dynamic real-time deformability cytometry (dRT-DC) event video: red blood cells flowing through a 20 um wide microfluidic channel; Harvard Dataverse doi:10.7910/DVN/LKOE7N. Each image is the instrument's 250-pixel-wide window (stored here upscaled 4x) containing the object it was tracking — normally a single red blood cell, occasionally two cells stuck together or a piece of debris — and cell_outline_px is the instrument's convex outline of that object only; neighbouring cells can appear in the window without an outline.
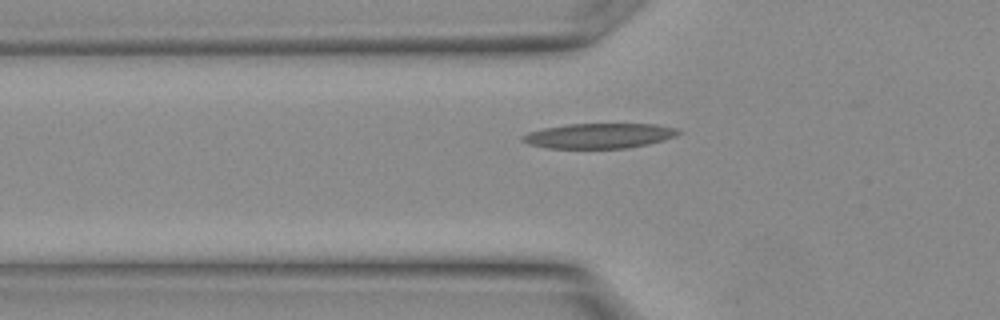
{"species": "Egyptian fruit bat (a non-hibernating species)", "species_latin": "Rousettus aegyptiacus", "temperature_condition": "warm", "stored_images_in_passage": 6, "camera_frame_rate_fps": 3000, "um_per_image_px": 0.085, "animal": {"sex": "female"}, "frame": {"image": 1, "passage_image": 5, "time_ms": 1.333, "image_size_px": [1000, 320], "cell_outline_px": [[680, 132], [676, 136], [664, 140], [648, 144], [628, 148], [548, 148], [528, 144], [520, 140], [520, 136], [528, 132], [544, 128], [568, 124], [656, 124], [676, 128]], "centroid_in_image_um": [50.9, 11.54], "position_along_channel_um": 74.9, "area_um2": 22.77}}